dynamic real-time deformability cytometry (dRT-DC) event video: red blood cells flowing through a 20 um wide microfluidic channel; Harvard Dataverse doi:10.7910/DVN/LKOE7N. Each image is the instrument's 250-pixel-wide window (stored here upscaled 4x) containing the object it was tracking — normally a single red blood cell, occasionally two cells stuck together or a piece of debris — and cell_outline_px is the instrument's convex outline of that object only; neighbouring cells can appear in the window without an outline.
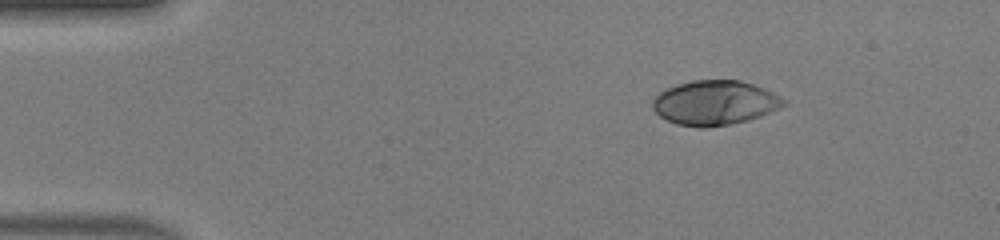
{"species": "human", "species_latin": "Homo sapiens", "temperature_condition": "warm", "stored_images_in_passage": 43, "camera_frame_rate_fps": 3000, "um_per_image_px": 0.085, "donor": {"sex": "male"}, "frame": {"image": 1, "passage_image": 1, "time_ms": 0.0, "image_size_px": [1000, 240], "cell_outline_px": [[788, 104], [780, 108], [760, 116], [748, 120], [728, 124], [704, 128], [700, 128], [676, 124], [660, 116], [652, 108], [652, 100], [660, 92], [676, 84], [692, 80], [740, 80], [764, 88], [788, 100]], "centroid_in_image_um": [60.77, 8.73], "position_along_channel_um": 24.2, "area_um2": 34.1}}
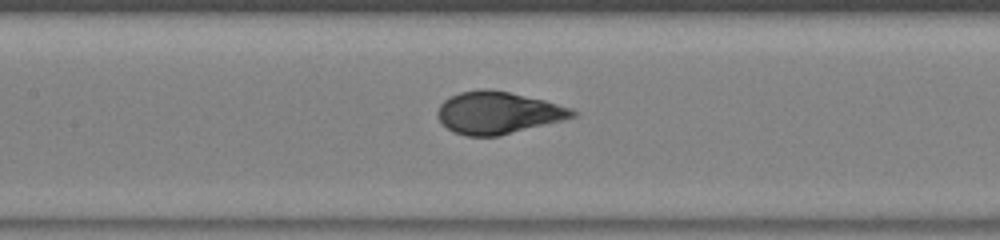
{"frame": {"image": 2, "passage_image": 17, "time_ms": 5.333, "image_size_px": [1000, 240], "cell_outline_px": [[576, 116], [500, 136], [468, 136], [452, 132], [440, 120], [436, 112], [440, 104], [444, 100], [460, 92], [480, 88], [492, 88], [544, 100], [572, 108], [576, 112]], "centroid_in_image_um": [42.3, 9.57], "position_along_channel_um": 165.1, "area_um2": 33.06}}
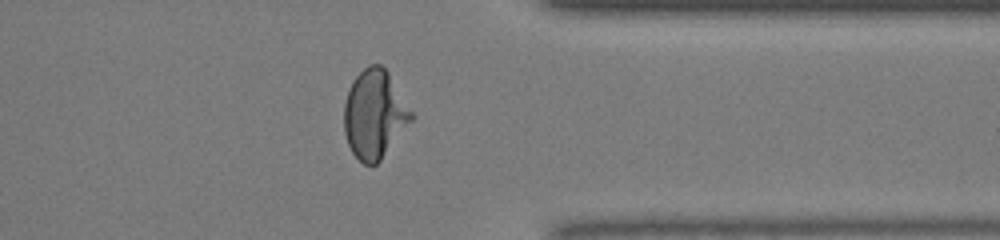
{"frame": {"image": 3, "passage_image": 33, "time_ms": 10.667, "image_size_px": [1000, 240], "cell_outline_px": [[412, 120], [380, 160], [376, 164], [364, 164], [352, 152], [348, 144], [344, 132], [344, 104], [352, 80], [368, 64], [380, 64], [388, 72], [412, 112]], "centroid_in_image_um": [31.81, 9.7], "position_along_channel_um": 379.6, "area_um2": 34.16}, "authors_computed_cell_mechanics": {"area_um2": 33.524, "velocity_mm_per_s": 4.1672, "shape_relaxation_time_tau1_ms": 4.3704, "shape_relaxation_time_tau2_ms": null, "deformation_change_tau1": 0.2521, "deformation_change_tau2": null}}